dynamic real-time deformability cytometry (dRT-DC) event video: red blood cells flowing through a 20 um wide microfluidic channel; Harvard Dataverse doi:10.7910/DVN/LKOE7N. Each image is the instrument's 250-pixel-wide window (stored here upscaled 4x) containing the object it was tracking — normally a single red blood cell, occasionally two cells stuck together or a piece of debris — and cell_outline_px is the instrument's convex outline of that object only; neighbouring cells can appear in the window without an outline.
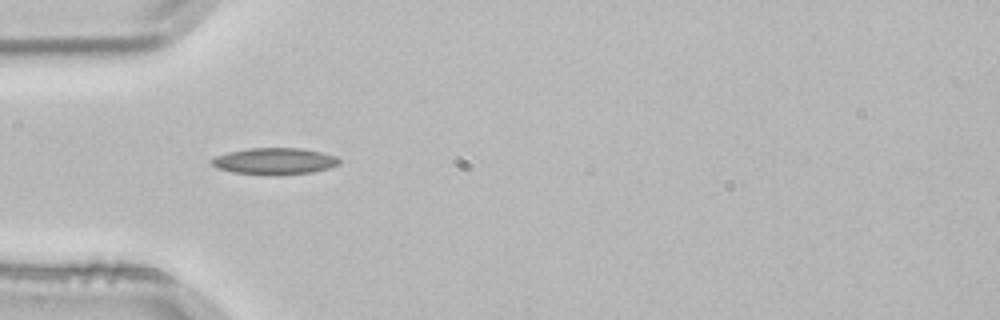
{"species": "common noctule bat (a hibernating species)", "species_latin": "Nyctalus noctula", "temperature_condition": "room temperature", "stored_images_in_passage": 1, "camera_frame_rate_fps": 3000, "um_per_image_px": 0.085, "animal": {"sex": "male", "body_mass_g": 21.5, "forearm_length_mm": 52.0}, "frame": {"image": 1, "passage_image": 1, "time_ms": 0.0, "image_size_px": [1000, 320], "cell_outline_px": [[340, 164], [328, 168], [312, 172], [276, 176], [272, 176], [232, 172], [216, 168], [212, 164], [212, 160], [216, 156], [228, 152], [248, 148], [300, 148], [320, 152], [336, 156], [340, 160]], "centroid_in_image_um": [23.34, 13.71], "position_along_channel_um": 61.7, "area_um2": 19.88}}